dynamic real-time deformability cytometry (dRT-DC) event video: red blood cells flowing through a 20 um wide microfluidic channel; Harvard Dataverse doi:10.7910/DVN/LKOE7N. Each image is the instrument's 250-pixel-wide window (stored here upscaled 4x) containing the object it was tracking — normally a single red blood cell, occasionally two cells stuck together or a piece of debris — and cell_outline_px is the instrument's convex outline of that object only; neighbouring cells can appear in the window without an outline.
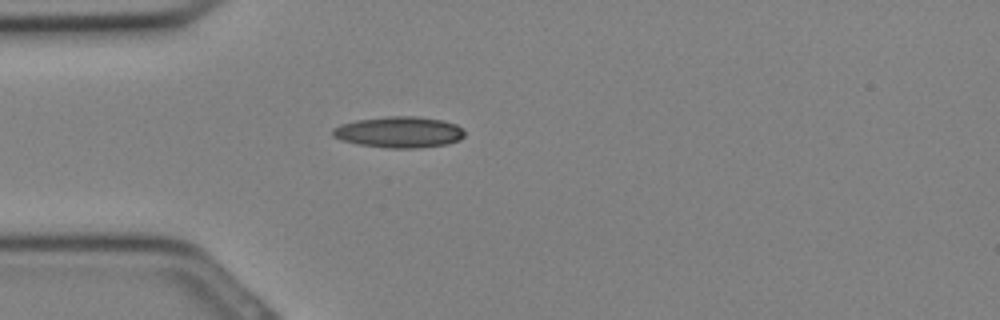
{"species": "Egyptian fruit bat (a non-hibernating species)", "species_latin": "Rousettus aegyptiacus", "temperature_condition": "cold", "stored_images_in_passage": 24, "camera_frame_rate_fps": 3000, "um_per_image_px": 0.085, "animal": {"sex": "female"}, "frame": {"image": 1, "passage_image": 1, "time_ms": 0.0, "image_size_px": [1000, 320], "cell_outline_px": [[464, 136], [460, 140], [448, 144], [416, 148], [388, 148], [360, 144], [340, 140], [332, 136], [332, 128], [340, 124], [356, 120], [388, 116], [416, 116], [440, 120], [456, 124], [464, 132]], "centroid_in_image_um": [33.9, 11.23], "position_along_channel_um": 51.1, "area_um2": 23.93}}
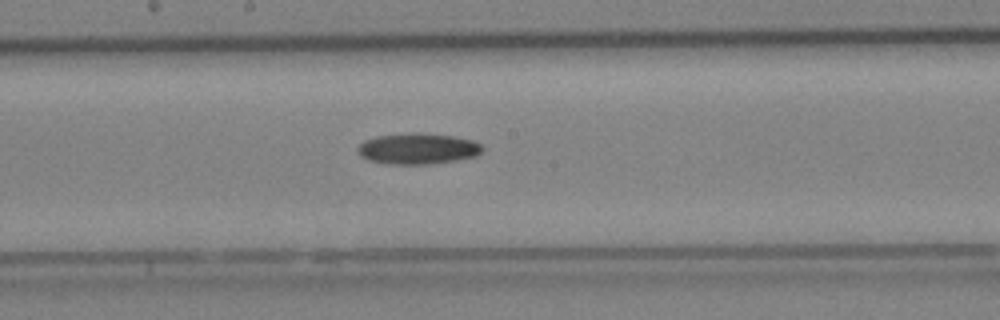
{"frame": {"image": 2, "passage_image": 9, "time_ms": 2.667, "image_size_px": [1000, 320], "cell_outline_px": [[484, 148], [476, 156], [456, 160], [428, 164], [392, 164], [368, 160], [360, 156], [356, 148], [364, 140], [376, 136], [408, 132], [416, 132], [452, 136], [472, 140], [480, 144]], "centroid_in_image_um": [35.48, 12.63], "position_along_channel_um": 212.7, "area_um2": 22.54}}
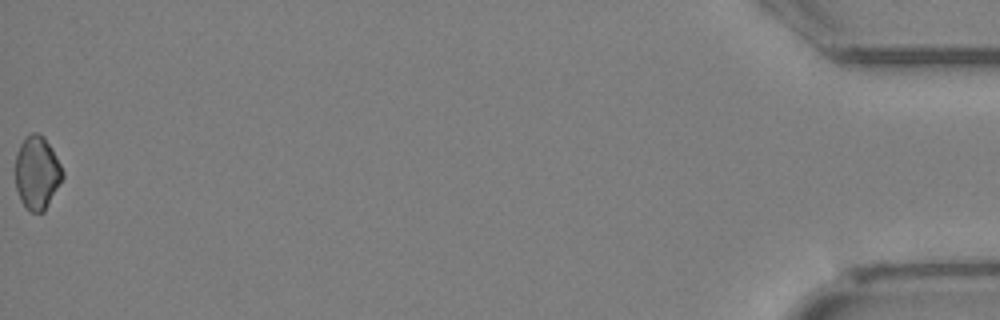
{"frame": {"image": 3, "passage_image": 24, "time_ms": 7.667, "image_size_px": [1000, 320], "cell_outline_px": [[64, 176], [44, 212], [32, 212], [24, 208], [20, 200], [16, 188], [16, 156], [20, 144], [32, 132], [36, 132], [44, 136], [52, 148], [64, 172]], "centroid_in_image_um": [3.15, 14.7], "position_along_channel_um": 432.0, "area_um2": 20.11}}